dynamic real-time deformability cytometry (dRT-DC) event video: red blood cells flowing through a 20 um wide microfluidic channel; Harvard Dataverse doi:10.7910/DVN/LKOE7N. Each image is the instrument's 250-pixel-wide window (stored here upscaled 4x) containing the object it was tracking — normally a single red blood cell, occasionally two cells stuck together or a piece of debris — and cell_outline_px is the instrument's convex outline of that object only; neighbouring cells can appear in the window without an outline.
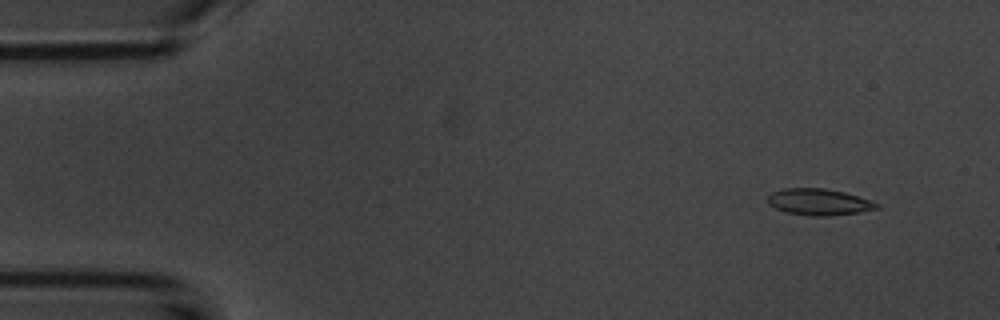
{"species": "common noctule bat (a hibernating species)", "species_latin": "Nyctalus noctula", "temperature_condition": "room temperature", "stored_images_in_passage": 54, "camera_frame_rate_fps": 3000, "um_per_image_px": 0.085, "animal": {"sex": "male", "body_mass_g": 20.1, "forearm_length_mm": 53.5}, "frame": {"image": 1, "passage_image": 5, "time_ms": 1.333, "image_size_px": [1000, 320], "cell_outline_px": [[880, 208], [860, 212], [824, 216], [812, 216], [784, 212], [768, 204], [768, 196], [772, 192], [784, 188], [824, 188], [844, 192], [872, 200], [880, 204]], "centroid_in_image_um": [69.62, 17.16], "position_along_channel_um": 15.4, "area_um2": 16.88}}
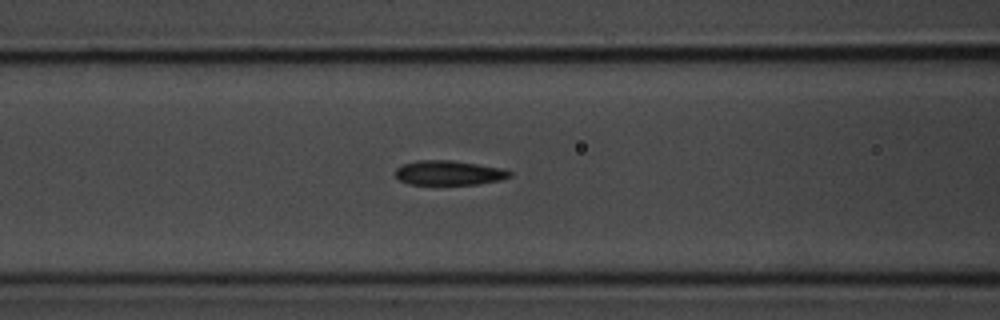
{"frame": {"image": 2, "passage_image": 22, "time_ms": 7.0, "image_size_px": [1000, 320], "cell_outline_px": [[512, 176], [500, 180], [480, 184], [408, 184], [400, 180], [396, 176], [396, 168], [404, 164], [416, 160], [452, 160], [504, 168], [512, 172]], "centroid_in_image_um": [38.19, 14.68], "position_along_channel_um": 128.4, "area_um2": 16.42}}
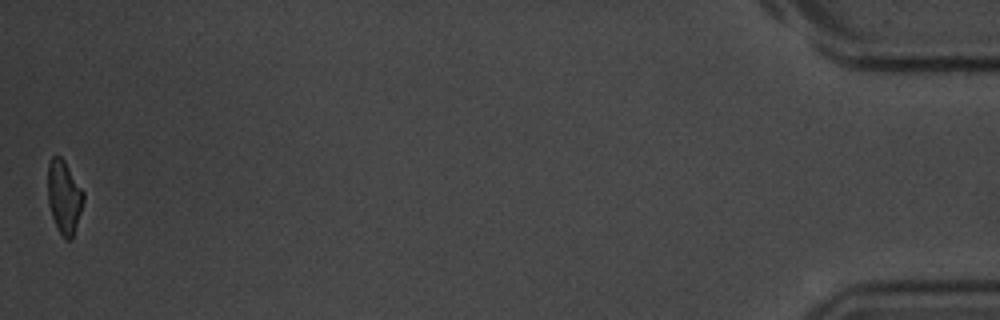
{"frame": {"image": 3, "passage_image": 54, "time_ms": 17.667, "image_size_px": [1000, 320], "cell_outline_px": [[84, 200], [72, 240], [64, 240], [52, 216], [48, 204], [48, 164], [52, 156], [60, 156], [64, 160], [84, 192]], "centroid_in_image_um": [5.45, 16.75], "position_along_channel_um": 429.8, "area_um2": 15.14}, "authors_computed_cell_mechanics": {"area_um2": 16.7909, "velocity_mm_per_s": 3.726, "shape_relaxation_time_tau1_ms": 2.7737, "shape_relaxation_time_tau2_ms": 2.0178, "deformation_change_tau1": 0.1108, "deformation_change_tau2": 0.0795}}